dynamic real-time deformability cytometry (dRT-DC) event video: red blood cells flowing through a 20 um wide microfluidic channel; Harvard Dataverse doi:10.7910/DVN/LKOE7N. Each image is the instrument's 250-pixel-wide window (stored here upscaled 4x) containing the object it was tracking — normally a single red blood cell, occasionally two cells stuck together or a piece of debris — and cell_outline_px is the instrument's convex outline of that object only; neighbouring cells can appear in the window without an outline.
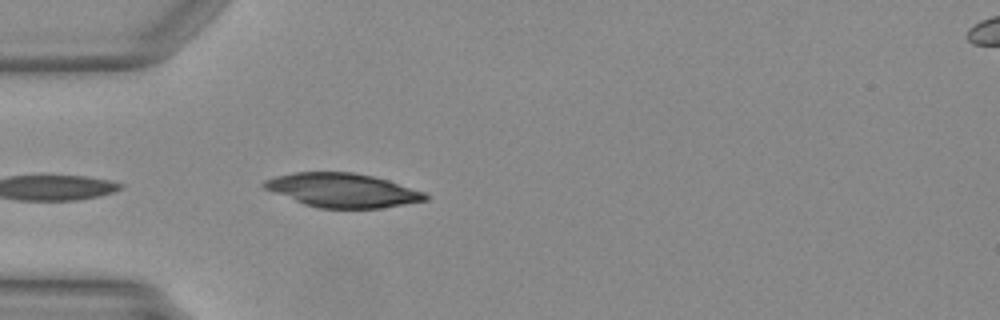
{"species": "Egyptian fruit bat (a non-hibernating species)", "species_latin": "Rousettus aegyptiacus", "temperature_condition": "warm", "stored_images_in_passage": 9, "camera_frame_rate_fps": 3000, "um_per_image_px": 0.085, "animal": {"sex": "female"}, "frame": {"image": 1, "passage_image": 2, "time_ms": 0.333, "image_size_px": [1000, 320], "cell_outline_px": [[428, 200], [380, 208], [320, 208], [304, 204], [264, 188], [260, 184], [264, 180], [276, 176], [296, 172], [352, 172], [372, 176], [388, 180], [424, 192], [428, 196]], "centroid_in_image_um": [29.11, 16.17], "position_along_channel_um": 55.9, "area_um2": 31.62}}
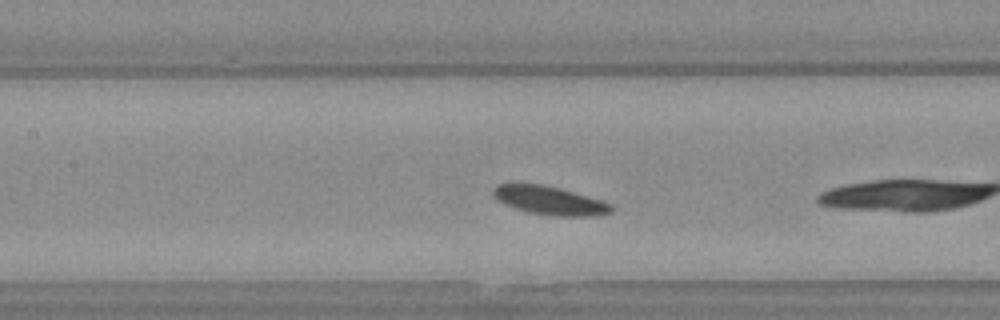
{"frame": {"image": 2, "passage_image": 8, "time_ms": 2.333, "image_size_px": [1000, 320], "cell_outline_px": [[616, 208], [612, 212], [600, 216], [552, 216], [528, 212], [516, 208], [492, 196], [492, 192], [500, 184], [512, 180], [544, 184], [560, 188], [600, 200], [612, 204]], "centroid_in_image_um": [46.73, 17.01], "position_along_channel_um": 160.7, "area_um2": 20.11}}